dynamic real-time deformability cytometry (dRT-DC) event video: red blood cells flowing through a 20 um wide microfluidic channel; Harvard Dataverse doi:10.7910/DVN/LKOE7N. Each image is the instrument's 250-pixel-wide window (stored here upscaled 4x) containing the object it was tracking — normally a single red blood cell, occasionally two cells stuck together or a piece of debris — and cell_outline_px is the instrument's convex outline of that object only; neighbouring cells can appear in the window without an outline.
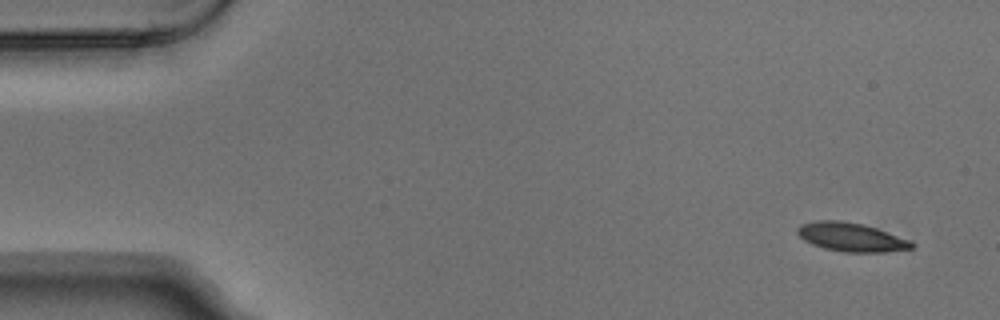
{"species": "Egyptian fruit bat (a non-hibernating species)", "species_latin": "Rousettus aegyptiacus", "temperature_condition": "warm", "stored_images_in_passage": 4, "camera_frame_rate_fps": 3000, "um_per_image_px": 0.085, "animal": {"sex": "male"}, "frame": {"image": 1, "passage_image": 1, "time_ms": 0.0, "image_size_px": [1000, 320], "cell_outline_px": [[916, 244], [912, 248], [884, 252], [844, 252], [824, 248], [812, 244], [804, 240], [796, 232], [796, 228], [800, 224], [816, 220], [840, 220], [864, 224], [912, 240]], "centroid_in_image_um": [72.35, 20.14], "position_along_channel_um": 12.6, "area_um2": 19.31}}
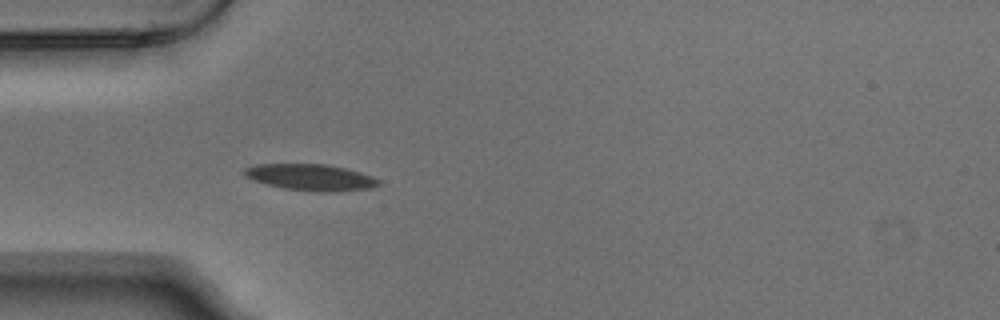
{"frame": {"image": 2, "passage_image": 4, "time_ms": 1.0, "image_size_px": [1000, 320], "cell_outline_px": [[380, 184], [372, 188], [324, 192], [320, 192], [284, 188], [252, 180], [244, 176], [244, 168], [256, 164], [328, 164], [360, 172], [372, 176], [380, 180]], "centroid_in_image_um": [26.4, 15.06], "position_along_channel_um": 58.6, "area_um2": 20.52}}